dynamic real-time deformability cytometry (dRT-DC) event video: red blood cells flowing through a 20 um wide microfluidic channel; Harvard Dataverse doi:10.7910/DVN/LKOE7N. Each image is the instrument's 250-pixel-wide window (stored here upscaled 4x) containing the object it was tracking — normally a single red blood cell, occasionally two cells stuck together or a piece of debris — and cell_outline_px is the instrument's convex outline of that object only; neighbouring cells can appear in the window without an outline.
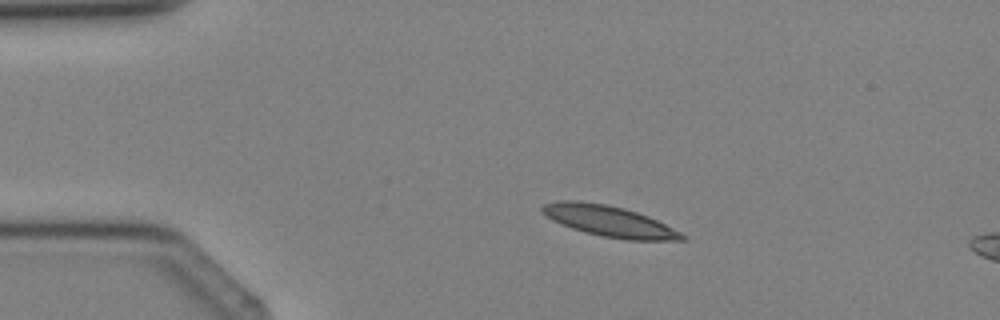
{"species": "Egyptian fruit bat (a non-hibernating species)", "species_latin": "Rousettus aegyptiacus", "temperature_condition": "cold", "stored_images_in_passage": 4, "camera_frame_rate_fps": 3000, "um_per_image_px": 0.085, "animal": {"sex": "female"}, "frame": {"image": 1, "passage_image": 2, "time_ms": 1.333, "image_size_px": [1000, 320], "cell_outline_px": [[688, 240], [628, 240], [604, 236], [584, 232], [572, 228], [552, 220], [540, 208], [544, 204], [556, 200], [580, 200], [604, 204], [624, 208], [648, 216], [688, 236]], "centroid_in_image_um": [51.79, 18.79], "position_along_channel_um": 33.2, "area_um2": 24.97}}